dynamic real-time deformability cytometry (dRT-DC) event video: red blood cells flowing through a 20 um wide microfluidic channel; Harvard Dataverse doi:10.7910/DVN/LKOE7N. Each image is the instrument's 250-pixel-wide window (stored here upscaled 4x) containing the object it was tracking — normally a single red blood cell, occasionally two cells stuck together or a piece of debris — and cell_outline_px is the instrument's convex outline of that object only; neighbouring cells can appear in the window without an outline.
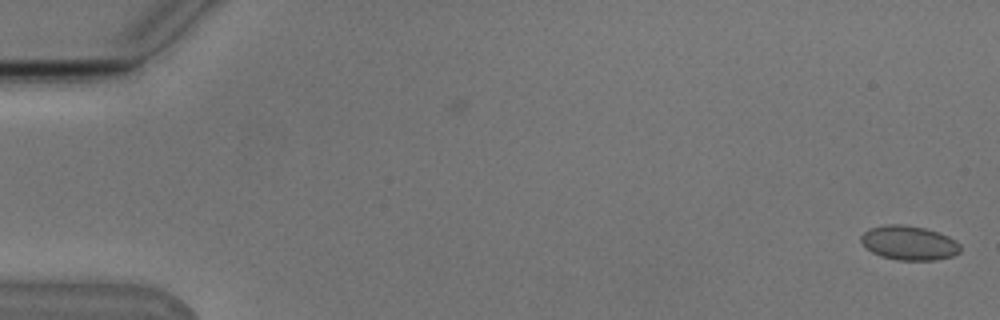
{"species": "Egyptian fruit bat (a non-hibernating species)", "species_latin": "Rousettus aegyptiacus", "temperature_condition": "cold", "stored_images_in_passage": 55, "camera_frame_rate_fps": 3000, "um_per_image_px": 0.085, "animal": {"sex": "male"}, "frame": {"image": 1, "passage_image": 1, "time_ms": 0.0, "image_size_px": [1000, 320], "cell_outline_px": [[960, 252], [952, 256], [936, 260], [896, 260], [880, 256], [872, 252], [860, 240], [860, 236], [868, 228], [884, 224], [904, 224], [924, 228], [948, 236], [956, 240], [960, 244]], "centroid_in_image_um": [77.25, 20.64], "position_along_channel_um": 7.7, "area_um2": 19.94}}
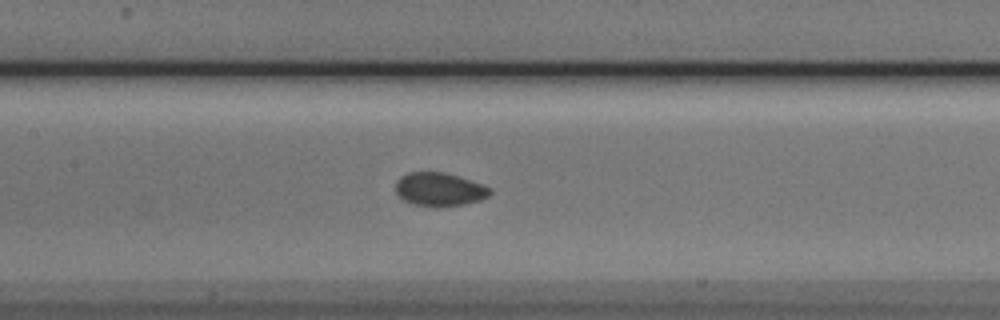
{"frame": {"image": 2, "passage_image": 26, "time_ms": 8.333, "image_size_px": [1000, 320], "cell_outline_px": [[492, 192], [488, 196], [480, 200], [464, 204], [412, 204], [404, 200], [396, 192], [396, 180], [400, 176], [408, 172], [444, 172], [460, 176], [492, 188]], "centroid_in_image_um": [37.36, 16.04], "position_along_channel_um": 170.0, "area_um2": 17.92}}
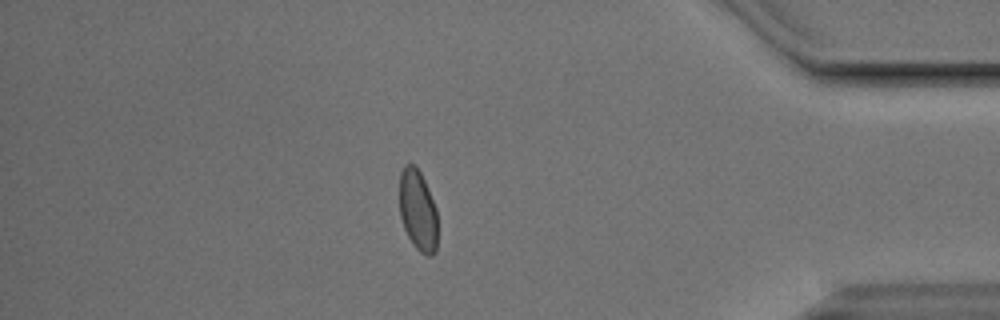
{"frame": {"image": 3, "passage_image": 47, "time_ms": 15.333, "image_size_px": [1000, 320], "cell_outline_px": [[436, 252], [432, 256], [428, 256], [420, 252], [416, 248], [408, 236], [404, 228], [400, 216], [400, 172], [404, 164], [416, 164], [424, 180], [436, 208]], "centroid_in_image_um": [35.51, 17.87], "position_along_channel_um": 399.7, "area_um2": 17.92}, "authors_computed_cell_mechanics": {"area_um2": 18.785, "velocity_mm_per_s": 3.7841, "shape_relaxation_time_tau1_ms": 4.3082, "shape_relaxation_time_tau2_ms": 1.2215, "deformation_change_tau1": 0.0667, "deformation_change_tau2": 0.0348}}